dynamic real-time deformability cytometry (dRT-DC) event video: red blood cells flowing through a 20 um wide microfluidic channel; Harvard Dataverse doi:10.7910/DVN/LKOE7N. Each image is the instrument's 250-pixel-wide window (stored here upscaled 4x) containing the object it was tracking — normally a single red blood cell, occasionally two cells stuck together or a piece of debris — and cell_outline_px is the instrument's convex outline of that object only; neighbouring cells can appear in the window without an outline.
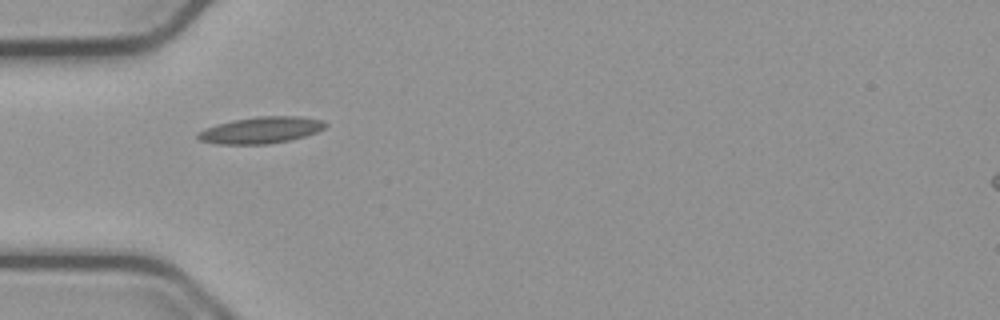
{"species": "common noctule bat (a hibernating species)", "species_latin": "Nyctalus noctula", "temperature_condition": "cold", "stored_images_in_passage": 13, "camera_frame_rate_fps": 3000, "um_per_image_px": 0.085, "animal": {"sex": "male", "body_mass_g": 23.1, "forearm_length_mm": 52.7}, "frame": {"image": 1, "passage_image": 1, "time_ms": 0.0, "image_size_px": [1000, 320], "cell_outline_px": [[328, 124], [324, 128], [316, 132], [304, 136], [288, 140], [268, 144], [216, 144], [200, 140], [196, 136], [196, 132], [204, 128], [216, 124], [232, 120], [256, 116], [300, 116], [324, 120]], "centroid_in_image_um": [22.15, 11.05], "position_along_channel_um": 62.8, "area_um2": 19.88}}
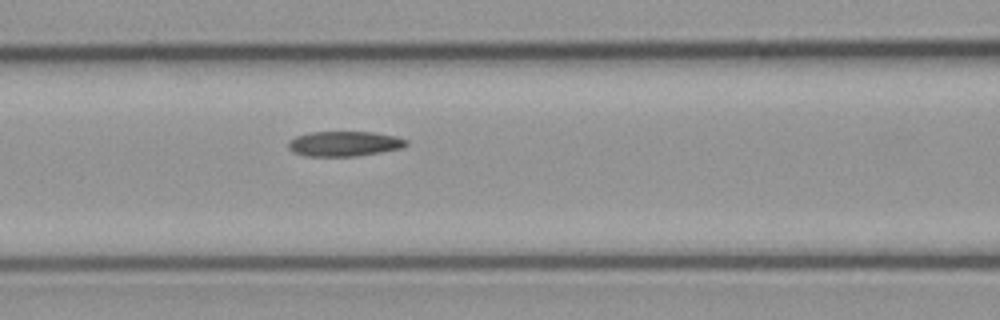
{"frame": {"image": 2, "passage_image": 7, "time_ms": 2.0, "image_size_px": [1000, 320], "cell_outline_px": [[408, 144], [404, 148], [356, 156], [304, 156], [288, 148], [288, 140], [296, 136], [308, 132], [372, 132], [396, 136], [408, 140]], "centroid_in_image_um": [29.28, 12.21], "position_along_channel_um": 137.3, "area_um2": 17.28}}
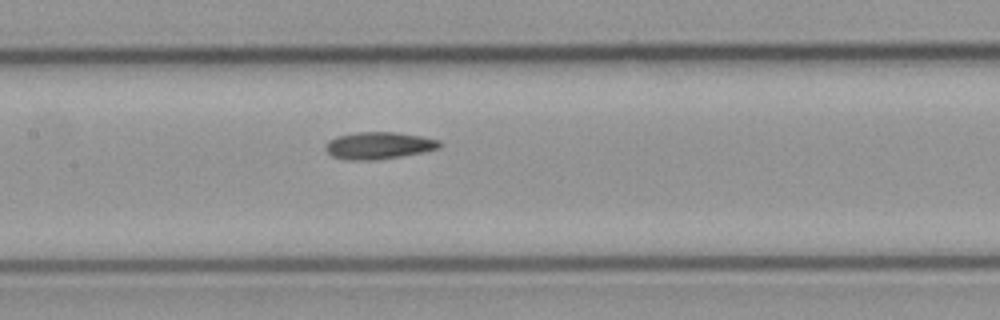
{"frame": {"image": 3, "passage_image": 10, "time_ms": 3.0, "image_size_px": [1000, 320], "cell_outline_px": [[444, 144], [440, 148], [400, 156], [376, 160], [348, 160], [332, 156], [324, 148], [324, 144], [328, 140], [336, 136], [356, 132], [396, 132], [420, 136], [440, 140]], "centroid_in_image_um": [32.17, 12.36], "position_along_channel_um": 175.2, "area_um2": 18.09}}